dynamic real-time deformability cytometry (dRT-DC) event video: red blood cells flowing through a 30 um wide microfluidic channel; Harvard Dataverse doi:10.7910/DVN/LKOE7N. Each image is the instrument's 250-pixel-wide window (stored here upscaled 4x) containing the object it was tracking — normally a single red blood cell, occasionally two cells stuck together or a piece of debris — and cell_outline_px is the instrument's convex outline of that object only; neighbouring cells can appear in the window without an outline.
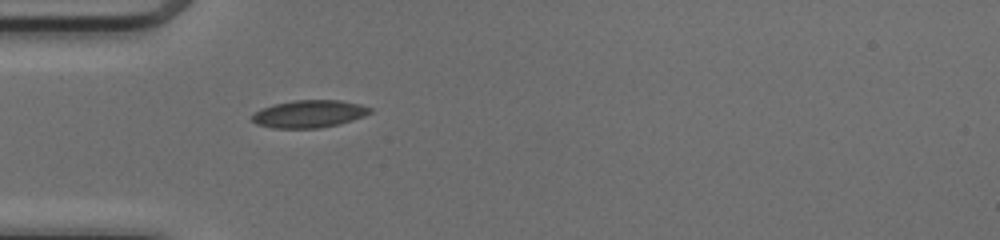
{"species": "common noctule bat (a hibernating species)", "species_latin": "Nyctalus noctula", "temperature_condition": "cold", "stored_images_in_passage": 35, "camera_frame_rate_fps": 3000, "um_per_image_px": 0.085, "animal": {"sex": "female", "body_mass_g": 17.0, "forearm_length_mm": 48.0}, "frame": {"image": 1, "passage_image": 1, "time_ms": 0.0, "image_size_px": [1000, 240], "cell_outline_px": [[372, 112], [364, 116], [352, 120], [320, 128], [272, 128], [256, 124], [252, 120], [252, 116], [256, 112], [264, 108], [276, 104], [292, 100], [340, 100], [360, 104], [372, 108]], "centroid_in_image_um": [26.3, 9.68], "position_along_channel_um": 58.7, "area_um2": 18.73}}
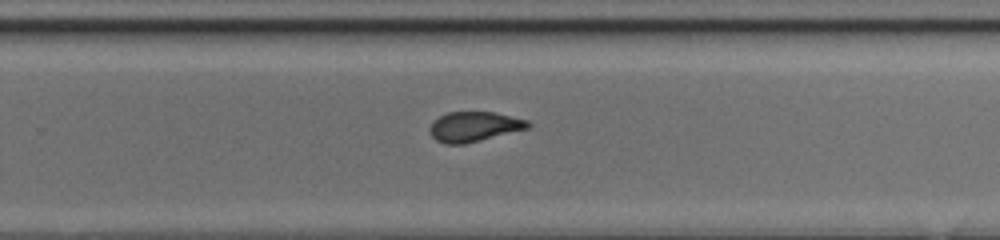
{"frame": {"image": 2, "passage_image": 18, "time_ms": 5.667, "image_size_px": [1000, 240], "cell_outline_px": [[532, 124], [528, 128], [464, 144], [444, 144], [436, 140], [428, 132], [428, 128], [432, 120], [448, 112], [496, 112], [528, 120]], "centroid_in_image_um": [40.26, 10.76], "position_along_channel_um": 289.5, "area_um2": 17.22}}
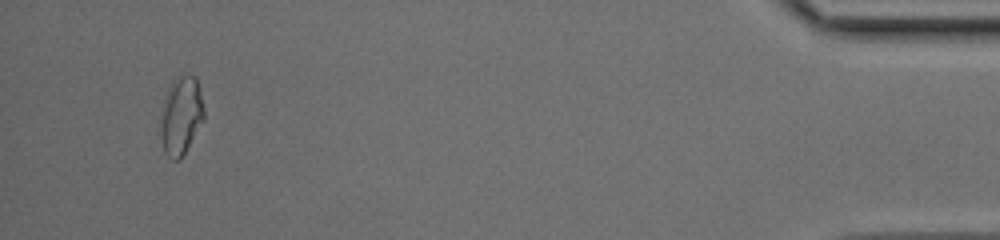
{"frame": {"image": 3, "passage_image": 33, "time_ms": 10.667, "image_size_px": [1000, 240], "cell_outline_px": [[204, 120], [180, 160], [172, 160], [164, 152], [160, 132], [160, 120], [164, 96], [172, 80], [188, 72], [196, 76], [200, 88], [204, 108]], "centroid_in_image_um": [15.39, 9.79], "position_along_channel_um": 419.8, "area_um2": 20.17}, "authors_computed_cell_mechanics": {"area_um2": 17.9758, "velocity_mm_per_s": 4.1336, "shape_relaxation_time_tau1_ms": 5.0362, "shape_relaxation_time_tau2_ms": 1.4307, "deformation_change_tau1": 0.1521, "deformation_change_tau2": 0.0658}}